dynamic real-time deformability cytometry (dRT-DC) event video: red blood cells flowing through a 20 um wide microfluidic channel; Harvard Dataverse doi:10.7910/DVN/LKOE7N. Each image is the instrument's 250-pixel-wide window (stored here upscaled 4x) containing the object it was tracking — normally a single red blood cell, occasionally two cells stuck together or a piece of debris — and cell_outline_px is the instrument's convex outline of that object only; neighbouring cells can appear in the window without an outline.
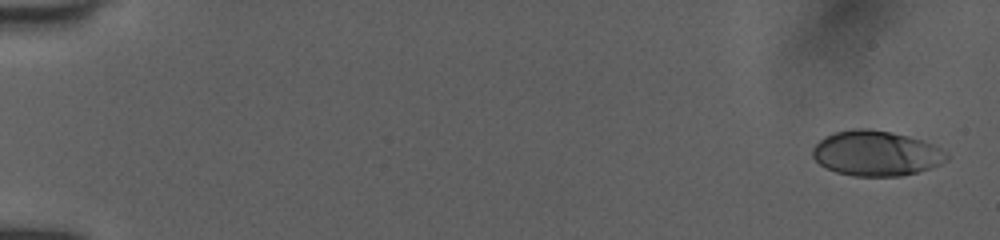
{"species": "human", "species_latin": "Homo sapiens", "temperature_condition": "room temperature", "stored_images_in_passage": 11, "camera_frame_rate_fps": 3000, "um_per_image_px": 0.085, "donor": {"sex": "female"}, "frame": {"image": 1, "passage_image": 1, "time_ms": 0.0, "image_size_px": [1000, 240], "cell_outline_px": [[948, 160], [940, 164], [916, 172], [900, 176], [852, 176], [836, 172], [820, 164], [812, 156], [812, 148], [824, 136], [836, 132], [852, 128], [872, 128], [892, 132], [924, 140], [948, 152]], "centroid_in_image_um": [74.47, 13.02], "position_along_channel_um": 10.5, "area_um2": 35.43}}
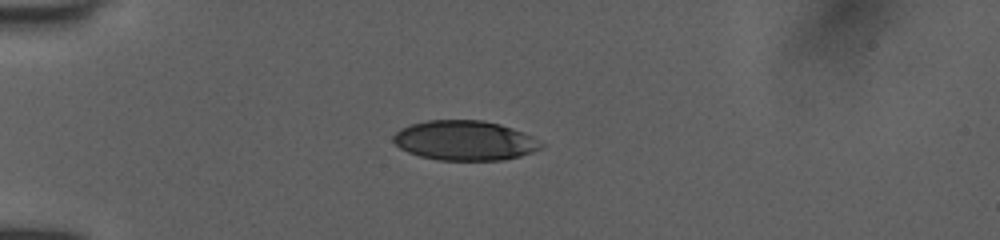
{"frame": {"image": 2, "passage_image": 7, "time_ms": 4.333, "image_size_px": [1000, 240], "cell_outline_px": [[544, 144], [540, 148], [532, 152], [520, 156], [504, 160], [436, 160], [420, 156], [408, 152], [400, 148], [392, 140], [392, 136], [400, 128], [412, 124], [428, 120], [484, 120], [500, 124], [524, 132], [532, 136]], "centroid_in_image_um": [39.5, 11.94], "position_along_channel_um": 45.5, "area_um2": 34.33}}
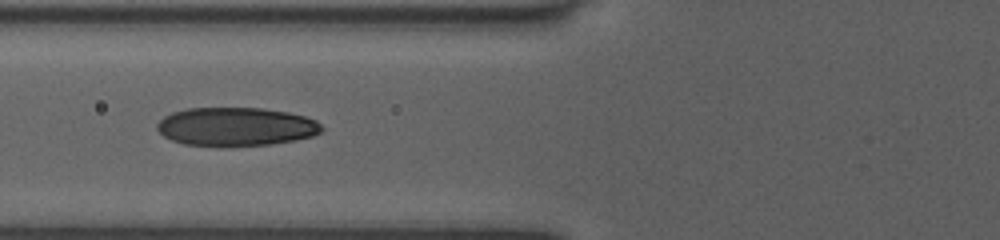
{"frame": {"image": 3, "passage_image": 10, "time_ms": 6.667, "image_size_px": [1000, 240], "cell_outline_px": [[324, 128], [320, 132], [312, 136], [296, 140], [268, 144], [184, 144], [172, 140], [164, 136], [156, 128], [156, 124], [164, 116], [172, 112], [188, 108], [260, 108], [288, 112], [304, 116], [316, 120]], "centroid_in_image_um": [20.06, 10.73], "position_along_channel_um": 105.7, "area_um2": 36.24}}